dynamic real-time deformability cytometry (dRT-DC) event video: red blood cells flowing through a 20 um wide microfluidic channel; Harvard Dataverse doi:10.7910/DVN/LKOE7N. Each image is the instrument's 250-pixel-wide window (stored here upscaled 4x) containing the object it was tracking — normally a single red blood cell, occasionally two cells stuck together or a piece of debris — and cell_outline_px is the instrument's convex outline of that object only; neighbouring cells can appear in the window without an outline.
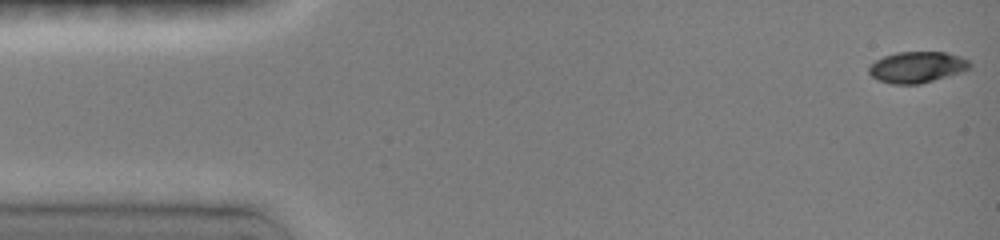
{"species": "common noctule bat (a hibernating species)", "species_latin": "Nyctalus noctula", "temperature_condition": "room temperature", "stored_images_in_passage": 48, "camera_frame_rate_fps": 3000, "um_per_image_px": 0.085, "animal": {"sex": "female", "body_mass_g": 19.0, "forearm_length_mm": 51.5}, "frame": {"image": 1, "passage_image": 1, "time_ms": 0.0, "image_size_px": [1000, 240], "cell_outline_px": [[972, 68], [960, 72], [920, 84], [892, 84], [876, 80], [868, 72], [868, 68], [876, 60], [884, 56], [896, 52], [944, 52], [960, 56], [968, 60], [972, 64]], "centroid_in_image_um": [77.94, 5.71], "position_along_channel_um": 7.1, "area_um2": 18.32}}
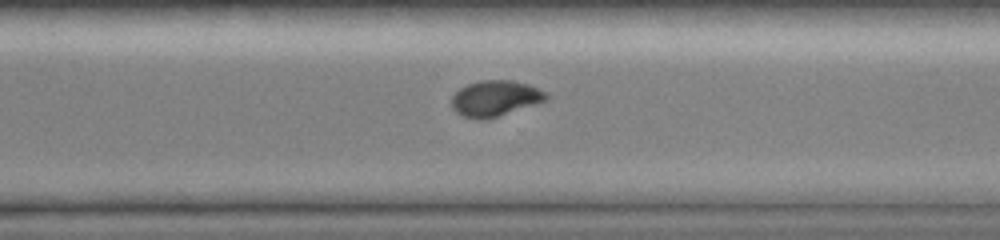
{"frame": {"image": 2, "passage_image": 34, "time_ms": 11.0, "image_size_px": [1000, 240], "cell_outline_px": [[548, 100], [484, 120], [476, 120], [464, 116], [456, 112], [452, 108], [452, 96], [460, 88], [468, 84], [484, 80], [512, 80], [528, 84], [544, 92], [548, 96]], "centroid_in_image_um": [42.07, 8.36], "position_along_channel_um": 328.5, "area_um2": 19.48}}
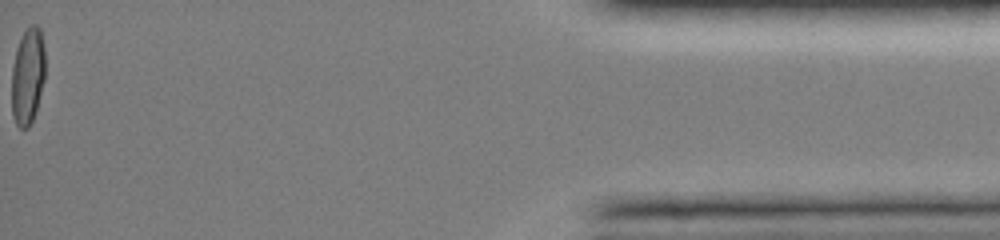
{"frame": {"image": 3, "passage_image": 48, "time_ms": 15.667, "image_size_px": [1000, 240], "cell_outline_px": [[44, 80], [36, 108], [32, 120], [28, 128], [20, 128], [16, 124], [12, 116], [12, 68], [16, 52], [20, 40], [24, 32], [32, 24], [36, 24], [40, 28], [44, 48]], "centroid_in_image_um": [2.35, 6.48], "position_along_channel_um": 432.8, "area_um2": 18.55}, "authors_computed_cell_mechanics": {"area_um2": 19.652, "velocity_mm_per_s": 4.0389, "shape_relaxation_time_tau1_ms": 4.4243, "shape_relaxation_time_tau2_ms": 3.1729, "deformation_change_tau1": 0.1704, "deformation_change_tau2": 0.0441}}